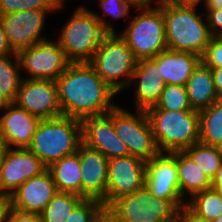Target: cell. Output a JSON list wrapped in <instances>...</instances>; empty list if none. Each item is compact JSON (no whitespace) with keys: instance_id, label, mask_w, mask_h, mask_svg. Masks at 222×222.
Returning <instances> with one entry per match:
<instances>
[{"instance_id":"obj_1","label":"cell","mask_w":222,"mask_h":222,"mask_svg":"<svg viewBox=\"0 0 222 222\" xmlns=\"http://www.w3.org/2000/svg\"><path fill=\"white\" fill-rule=\"evenodd\" d=\"M55 81L62 116L82 121L105 115L117 105L111 100L117 93L88 62L69 63Z\"/></svg>"},{"instance_id":"obj_2","label":"cell","mask_w":222,"mask_h":222,"mask_svg":"<svg viewBox=\"0 0 222 222\" xmlns=\"http://www.w3.org/2000/svg\"><path fill=\"white\" fill-rule=\"evenodd\" d=\"M102 15L77 7L57 40L70 63L89 62L107 34H118Z\"/></svg>"},{"instance_id":"obj_3","label":"cell","mask_w":222,"mask_h":222,"mask_svg":"<svg viewBox=\"0 0 222 222\" xmlns=\"http://www.w3.org/2000/svg\"><path fill=\"white\" fill-rule=\"evenodd\" d=\"M196 6H181L162 0L166 45L168 49L189 52L200 57L212 37L207 22Z\"/></svg>"},{"instance_id":"obj_4","label":"cell","mask_w":222,"mask_h":222,"mask_svg":"<svg viewBox=\"0 0 222 222\" xmlns=\"http://www.w3.org/2000/svg\"><path fill=\"white\" fill-rule=\"evenodd\" d=\"M81 143V121L60 116L40 120L28 149L48 168L63 157L77 152Z\"/></svg>"},{"instance_id":"obj_5","label":"cell","mask_w":222,"mask_h":222,"mask_svg":"<svg viewBox=\"0 0 222 222\" xmlns=\"http://www.w3.org/2000/svg\"><path fill=\"white\" fill-rule=\"evenodd\" d=\"M161 153L184 151L199 142V111H145Z\"/></svg>"},{"instance_id":"obj_6","label":"cell","mask_w":222,"mask_h":222,"mask_svg":"<svg viewBox=\"0 0 222 222\" xmlns=\"http://www.w3.org/2000/svg\"><path fill=\"white\" fill-rule=\"evenodd\" d=\"M118 34H107L88 62L117 94L129 86L137 59ZM120 77H126L122 80ZM120 79V80H118Z\"/></svg>"},{"instance_id":"obj_7","label":"cell","mask_w":222,"mask_h":222,"mask_svg":"<svg viewBox=\"0 0 222 222\" xmlns=\"http://www.w3.org/2000/svg\"><path fill=\"white\" fill-rule=\"evenodd\" d=\"M157 3L151 8H136L139 15L119 35L137 60L153 58L167 49L162 0Z\"/></svg>"},{"instance_id":"obj_8","label":"cell","mask_w":222,"mask_h":222,"mask_svg":"<svg viewBox=\"0 0 222 222\" xmlns=\"http://www.w3.org/2000/svg\"><path fill=\"white\" fill-rule=\"evenodd\" d=\"M136 113L132 114L116 105L113 108V126L117 135L127 145L129 155L147 162L161 152L157 147L146 112L137 110Z\"/></svg>"},{"instance_id":"obj_9","label":"cell","mask_w":222,"mask_h":222,"mask_svg":"<svg viewBox=\"0 0 222 222\" xmlns=\"http://www.w3.org/2000/svg\"><path fill=\"white\" fill-rule=\"evenodd\" d=\"M109 207L129 222H176L179 211L170 200L154 197L145 185Z\"/></svg>"},{"instance_id":"obj_10","label":"cell","mask_w":222,"mask_h":222,"mask_svg":"<svg viewBox=\"0 0 222 222\" xmlns=\"http://www.w3.org/2000/svg\"><path fill=\"white\" fill-rule=\"evenodd\" d=\"M17 55L21 69L29 76L26 79L55 81L70 63L58 41L48 39L21 49Z\"/></svg>"},{"instance_id":"obj_11","label":"cell","mask_w":222,"mask_h":222,"mask_svg":"<svg viewBox=\"0 0 222 222\" xmlns=\"http://www.w3.org/2000/svg\"><path fill=\"white\" fill-rule=\"evenodd\" d=\"M107 172L106 194L101 200L104 207L145 185L146 162L131 155L114 157L108 160Z\"/></svg>"},{"instance_id":"obj_12","label":"cell","mask_w":222,"mask_h":222,"mask_svg":"<svg viewBox=\"0 0 222 222\" xmlns=\"http://www.w3.org/2000/svg\"><path fill=\"white\" fill-rule=\"evenodd\" d=\"M145 186L154 197L170 200L178 209L186 205L179 190L176 151L160 153L146 162Z\"/></svg>"},{"instance_id":"obj_13","label":"cell","mask_w":222,"mask_h":222,"mask_svg":"<svg viewBox=\"0 0 222 222\" xmlns=\"http://www.w3.org/2000/svg\"><path fill=\"white\" fill-rule=\"evenodd\" d=\"M19 108L40 119L62 116L54 80L22 79L16 100Z\"/></svg>"},{"instance_id":"obj_14","label":"cell","mask_w":222,"mask_h":222,"mask_svg":"<svg viewBox=\"0 0 222 222\" xmlns=\"http://www.w3.org/2000/svg\"><path fill=\"white\" fill-rule=\"evenodd\" d=\"M49 11L55 10H23L0 15L4 33L15 53L48 39L40 34Z\"/></svg>"},{"instance_id":"obj_15","label":"cell","mask_w":222,"mask_h":222,"mask_svg":"<svg viewBox=\"0 0 222 222\" xmlns=\"http://www.w3.org/2000/svg\"><path fill=\"white\" fill-rule=\"evenodd\" d=\"M82 124V143L102 153L108 160L128 156V147L113 126V109L107 114L85 118Z\"/></svg>"},{"instance_id":"obj_16","label":"cell","mask_w":222,"mask_h":222,"mask_svg":"<svg viewBox=\"0 0 222 222\" xmlns=\"http://www.w3.org/2000/svg\"><path fill=\"white\" fill-rule=\"evenodd\" d=\"M46 169L28 148H9L0 168V191L11 195L22 183Z\"/></svg>"},{"instance_id":"obj_17","label":"cell","mask_w":222,"mask_h":222,"mask_svg":"<svg viewBox=\"0 0 222 222\" xmlns=\"http://www.w3.org/2000/svg\"><path fill=\"white\" fill-rule=\"evenodd\" d=\"M57 193L48 169L22 183L11 194V208L21 212L41 214Z\"/></svg>"},{"instance_id":"obj_18","label":"cell","mask_w":222,"mask_h":222,"mask_svg":"<svg viewBox=\"0 0 222 222\" xmlns=\"http://www.w3.org/2000/svg\"><path fill=\"white\" fill-rule=\"evenodd\" d=\"M81 164V196L101 201L106 194L108 159L99 151L81 143L78 147Z\"/></svg>"},{"instance_id":"obj_19","label":"cell","mask_w":222,"mask_h":222,"mask_svg":"<svg viewBox=\"0 0 222 222\" xmlns=\"http://www.w3.org/2000/svg\"><path fill=\"white\" fill-rule=\"evenodd\" d=\"M4 110L0 117V136L9 148H28L41 119L13 102Z\"/></svg>"},{"instance_id":"obj_20","label":"cell","mask_w":222,"mask_h":222,"mask_svg":"<svg viewBox=\"0 0 222 222\" xmlns=\"http://www.w3.org/2000/svg\"><path fill=\"white\" fill-rule=\"evenodd\" d=\"M134 83H138L135 90L136 110L142 111L157 104L166 85L156 63L151 58L137 60L129 86Z\"/></svg>"},{"instance_id":"obj_21","label":"cell","mask_w":222,"mask_h":222,"mask_svg":"<svg viewBox=\"0 0 222 222\" xmlns=\"http://www.w3.org/2000/svg\"><path fill=\"white\" fill-rule=\"evenodd\" d=\"M157 65L165 84L186 86L193 70L201 62L199 55L166 49L151 58Z\"/></svg>"},{"instance_id":"obj_22","label":"cell","mask_w":222,"mask_h":222,"mask_svg":"<svg viewBox=\"0 0 222 222\" xmlns=\"http://www.w3.org/2000/svg\"><path fill=\"white\" fill-rule=\"evenodd\" d=\"M189 103L192 109L200 111L221 99L215 89L211 68L200 62L186 83Z\"/></svg>"},{"instance_id":"obj_23","label":"cell","mask_w":222,"mask_h":222,"mask_svg":"<svg viewBox=\"0 0 222 222\" xmlns=\"http://www.w3.org/2000/svg\"><path fill=\"white\" fill-rule=\"evenodd\" d=\"M57 192L72 193L81 196V164L78 150L63 157L48 168Z\"/></svg>"},{"instance_id":"obj_24","label":"cell","mask_w":222,"mask_h":222,"mask_svg":"<svg viewBox=\"0 0 222 222\" xmlns=\"http://www.w3.org/2000/svg\"><path fill=\"white\" fill-rule=\"evenodd\" d=\"M176 167L179 190L183 198L211 188L210 178L202 171L185 151H176ZM187 191V192H186Z\"/></svg>"},{"instance_id":"obj_25","label":"cell","mask_w":222,"mask_h":222,"mask_svg":"<svg viewBox=\"0 0 222 222\" xmlns=\"http://www.w3.org/2000/svg\"><path fill=\"white\" fill-rule=\"evenodd\" d=\"M199 141L222 148V98L199 111Z\"/></svg>"},{"instance_id":"obj_26","label":"cell","mask_w":222,"mask_h":222,"mask_svg":"<svg viewBox=\"0 0 222 222\" xmlns=\"http://www.w3.org/2000/svg\"><path fill=\"white\" fill-rule=\"evenodd\" d=\"M184 151L212 181L222 164V148L199 141Z\"/></svg>"},{"instance_id":"obj_27","label":"cell","mask_w":222,"mask_h":222,"mask_svg":"<svg viewBox=\"0 0 222 222\" xmlns=\"http://www.w3.org/2000/svg\"><path fill=\"white\" fill-rule=\"evenodd\" d=\"M13 56V59H12ZM20 61L17 53L0 57V91L11 101L16 100L20 83Z\"/></svg>"},{"instance_id":"obj_28","label":"cell","mask_w":222,"mask_h":222,"mask_svg":"<svg viewBox=\"0 0 222 222\" xmlns=\"http://www.w3.org/2000/svg\"><path fill=\"white\" fill-rule=\"evenodd\" d=\"M82 196L57 192L40 214L43 222H66Z\"/></svg>"},{"instance_id":"obj_29","label":"cell","mask_w":222,"mask_h":222,"mask_svg":"<svg viewBox=\"0 0 222 222\" xmlns=\"http://www.w3.org/2000/svg\"><path fill=\"white\" fill-rule=\"evenodd\" d=\"M186 201L196 215L209 221L213 222L222 213V198L213 188L198 192Z\"/></svg>"},{"instance_id":"obj_30","label":"cell","mask_w":222,"mask_h":222,"mask_svg":"<svg viewBox=\"0 0 222 222\" xmlns=\"http://www.w3.org/2000/svg\"><path fill=\"white\" fill-rule=\"evenodd\" d=\"M149 109H161L170 111H197L192 109L186 86L166 84L157 104Z\"/></svg>"},{"instance_id":"obj_31","label":"cell","mask_w":222,"mask_h":222,"mask_svg":"<svg viewBox=\"0 0 222 222\" xmlns=\"http://www.w3.org/2000/svg\"><path fill=\"white\" fill-rule=\"evenodd\" d=\"M64 0H0V15L23 10H57Z\"/></svg>"},{"instance_id":"obj_32","label":"cell","mask_w":222,"mask_h":222,"mask_svg":"<svg viewBox=\"0 0 222 222\" xmlns=\"http://www.w3.org/2000/svg\"><path fill=\"white\" fill-rule=\"evenodd\" d=\"M103 203L97 199L83 198L73 209L66 222H94L103 211Z\"/></svg>"},{"instance_id":"obj_33","label":"cell","mask_w":222,"mask_h":222,"mask_svg":"<svg viewBox=\"0 0 222 222\" xmlns=\"http://www.w3.org/2000/svg\"><path fill=\"white\" fill-rule=\"evenodd\" d=\"M201 62L209 68L222 67V37L212 36L201 56Z\"/></svg>"},{"instance_id":"obj_34","label":"cell","mask_w":222,"mask_h":222,"mask_svg":"<svg viewBox=\"0 0 222 222\" xmlns=\"http://www.w3.org/2000/svg\"><path fill=\"white\" fill-rule=\"evenodd\" d=\"M99 2L103 11L114 19L125 16L129 18L130 9L133 7L125 0H100Z\"/></svg>"},{"instance_id":"obj_35","label":"cell","mask_w":222,"mask_h":222,"mask_svg":"<svg viewBox=\"0 0 222 222\" xmlns=\"http://www.w3.org/2000/svg\"><path fill=\"white\" fill-rule=\"evenodd\" d=\"M205 16L211 35L215 37H222V8L206 9Z\"/></svg>"},{"instance_id":"obj_36","label":"cell","mask_w":222,"mask_h":222,"mask_svg":"<svg viewBox=\"0 0 222 222\" xmlns=\"http://www.w3.org/2000/svg\"><path fill=\"white\" fill-rule=\"evenodd\" d=\"M6 222H43L40 214L26 213L11 208Z\"/></svg>"},{"instance_id":"obj_37","label":"cell","mask_w":222,"mask_h":222,"mask_svg":"<svg viewBox=\"0 0 222 222\" xmlns=\"http://www.w3.org/2000/svg\"><path fill=\"white\" fill-rule=\"evenodd\" d=\"M176 222H212L196 215L187 205L179 209Z\"/></svg>"},{"instance_id":"obj_38","label":"cell","mask_w":222,"mask_h":222,"mask_svg":"<svg viewBox=\"0 0 222 222\" xmlns=\"http://www.w3.org/2000/svg\"><path fill=\"white\" fill-rule=\"evenodd\" d=\"M11 209V195L0 191V222H6Z\"/></svg>"},{"instance_id":"obj_39","label":"cell","mask_w":222,"mask_h":222,"mask_svg":"<svg viewBox=\"0 0 222 222\" xmlns=\"http://www.w3.org/2000/svg\"><path fill=\"white\" fill-rule=\"evenodd\" d=\"M15 52L10 47L6 34L4 33L2 23L0 21V57L13 55Z\"/></svg>"},{"instance_id":"obj_40","label":"cell","mask_w":222,"mask_h":222,"mask_svg":"<svg viewBox=\"0 0 222 222\" xmlns=\"http://www.w3.org/2000/svg\"><path fill=\"white\" fill-rule=\"evenodd\" d=\"M213 75V82L215 85L216 92L220 98H222V67L221 68H211Z\"/></svg>"},{"instance_id":"obj_41","label":"cell","mask_w":222,"mask_h":222,"mask_svg":"<svg viewBox=\"0 0 222 222\" xmlns=\"http://www.w3.org/2000/svg\"><path fill=\"white\" fill-rule=\"evenodd\" d=\"M94 222H113V210L110 207H104Z\"/></svg>"},{"instance_id":"obj_42","label":"cell","mask_w":222,"mask_h":222,"mask_svg":"<svg viewBox=\"0 0 222 222\" xmlns=\"http://www.w3.org/2000/svg\"><path fill=\"white\" fill-rule=\"evenodd\" d=\"M169 3L175 4V5H181V6H196L202 1V0H165ZM204 0L203 2H205Z\"/></svg>"},{"instance_id":"obj_43","label":"cell","mask_w":222,"mask_h":222,"mask_svg":"<svg viewBox=\"0 0 222 222\" xmlns=\"http://www.w3.org/2000/svg\"><path fill=\"white\" fill-rule=\"evenodd\" d=\"M125 1L130 3L134 8H149L150 6H152L150 3L153 2L152 0H125Z\"/></svg>"},{"instance_id":"obj_44","label":"cell","mask_w":222,"mask_h":222,"mask_svg":"<svg viewBox=\"0 0 222 222\" xmlns=\"http://www.w3.org/2000/svg\"><path fill=\"white\" fill-rule=\"evenodd\" d=\"M8 149H9V146L3 140V138L0 136V168L4 162V159H5Z\"/></svg>"},{"instance_id":"obj_45","label":"cell","mask_w":222,"mask_h":222,"mask_svg":"<svg viewBox=\"0 0 222 222\" xmlns=\"http://www.w3.org/2000/svg\"><path fill=\"white\" fill-rule=\"evenodd\" d=\"M204 5L206 9H220L222 8V0H206Z\"/></svg>"},{"instance_id":"obj_46","label":"cell","mask_w":222,"mask_h":222,"mask_svg":"<svg viewBox=\"0 0 222 222\" xmlns=\"http://www.w3.org/2000/svg\"><path fill=\"white\" fill-rule=\"evenodd\" d=\"M211 185H222V164L215 177L212 179Z\"/></svg>"},{"instance_id":"obj_47","label":"cell","mask_w":222,"mask_h":222,"mask_svg":"<svg viewBox=\"0 0 222 222\" xmlns=\"http://www.w3.org/2000/svg\"><path fill=\"white\" fill-rule=\"evenodd\" d=\"M11 103V101L0 91V112Z\"/></svg>"},{"instance_id":"obj_48","label":"cell","mask_w":222,"mask_h":222,"mask_svg":"<svg viewBox=\"0 0 222 222\" xmlns=\"http://www.w3.org/2000/svg\"><path fill=\"white\" fill-rule=\"evenodd\" d=\"M211 188H213L222 198V185H211Z\"/></svg>"},{"instance_id":"obj_49","label":"cell","mask_w":222,"mask_h":222,"mask_svg":"<svg viewBox=\"0 0 222 222\" xmlns=\"http://www.w3.org/2000/svg\"><path fill=\"white\" fill-rule=\"evenodd\" d=\"M113 222H129V221H126V220L120 218V217L113 211Z\"/></svg>"},{"instance_id":"obj_50","label":"cell","mask_w":222,"mask_h":222,"mask_svg":"<svg viewBox=\"0 0 222 222\" xmlns=\"http://www.w3.org/2000/svg\"><path fill=\"white\" fill-rule=\"evenodd\" d=\"M213 222H222V213Z\"/></svg>"}]
</instances>
